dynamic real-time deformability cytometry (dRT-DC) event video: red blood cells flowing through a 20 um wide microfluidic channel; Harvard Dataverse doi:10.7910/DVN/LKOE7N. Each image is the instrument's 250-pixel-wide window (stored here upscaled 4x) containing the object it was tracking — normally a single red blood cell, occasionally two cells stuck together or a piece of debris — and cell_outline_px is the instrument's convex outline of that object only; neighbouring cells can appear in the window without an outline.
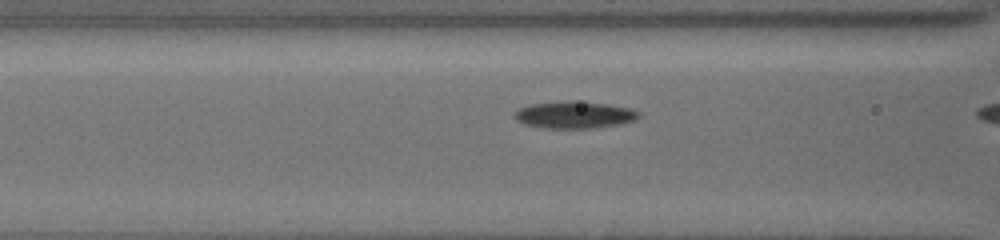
{"species": "common noctule bat (a hibernating species)", "species_latin": "Nyctalus noctula", "temperature_condition": "cold", "stored_images_in_passage": 13, "camera_frame_rate_fps": 3000, "um_per_image_px": 0.085, "animal": {"sex": "female", "body_mass_g": 19.5, "forearm_length_mm": 54.1}, "frame": {"image": 1, "passage_image": 10, "time_ms": 1.667, "image_size_px": [1000, 240], "cell_outline_px": [[640, 116], [636, 120], [616, 124], [588, 128], [544, 128], [528, 124], [516, 120], [512, 116], [512, 112], [516, 108], [528, 104], [564, 100], [572, 100], [608, 104], [632, 108], [640, 112]], "centroid_in_image_um": [48.76, 9.73], "position_along_channel_um": 117.8, "area_um2": 19.83}}